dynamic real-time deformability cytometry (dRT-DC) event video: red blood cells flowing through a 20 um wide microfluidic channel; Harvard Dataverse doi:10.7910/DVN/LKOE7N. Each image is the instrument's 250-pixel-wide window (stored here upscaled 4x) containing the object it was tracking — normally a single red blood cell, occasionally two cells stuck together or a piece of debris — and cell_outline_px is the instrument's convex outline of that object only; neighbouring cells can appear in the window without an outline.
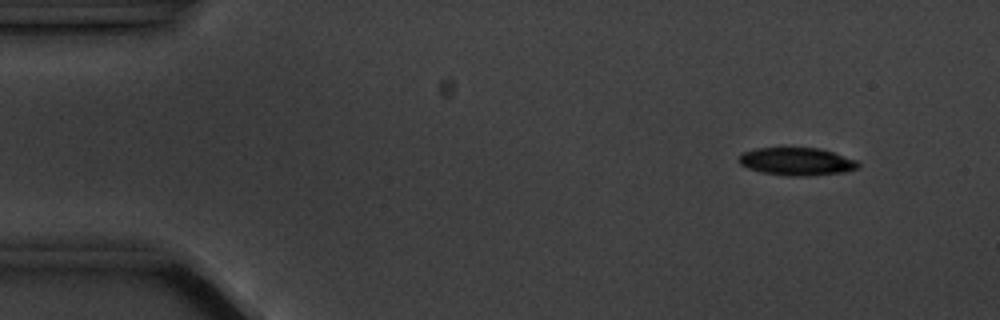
{"species": "common noctule bat (a hibernating species)", "species_latin": "Nyctalus noctula", "temperature_condition": "cold", "stored_images_in_passage": 6, "camera_frame_rate_fps": 3000, "um_per_image_px": 0.085, "animal": {"sex": "male", "body_mass_g": 20.1, "forearm_length_mm": 53.5}, "frame": {"image": 1, "passage_image": 2, "time_ms": 1.0, "image_size_px": [1000, 320], "cell_outline_px": [[860, 164], [856, 168], [844, 172], [808, 176], [788, 176], [760, 172], [748, 168], [740, 164], [736, 160], [740, 152], [756, 148], [820, 148], [856, 160]], "centroid_in_image_um": [67.65, 13.73], "position_along_channel_um": 17.4, "area_um2": 19.42}}
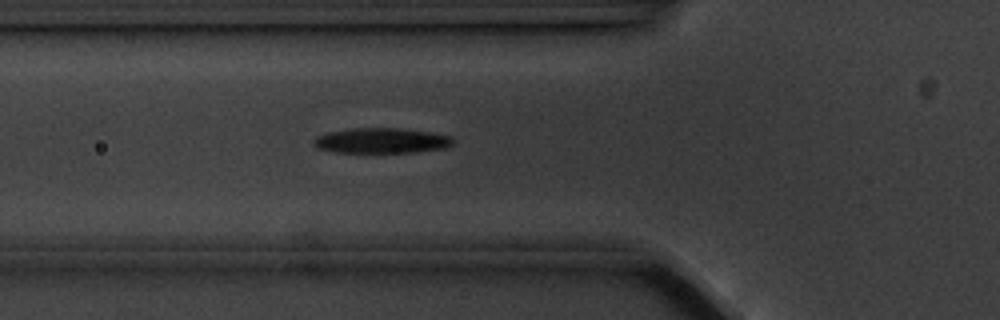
{"frame": {"image": 2, "passage_image": 6, "time_ms": 5.667, "image_size_px": [1000, 320], "cell_outline_px": [[452, 144], [444, 148], [416, 152], [336, 152], [316, 148], [312, 144], [312, 140], [316, 136], [328, 132], [352, 128], [400, 128], [428, 132], [452, 136]], "centroid_in_image_um": [32.37, 11.95], "position_along_channel_um": 93.4, "area_um2": 20.46}}